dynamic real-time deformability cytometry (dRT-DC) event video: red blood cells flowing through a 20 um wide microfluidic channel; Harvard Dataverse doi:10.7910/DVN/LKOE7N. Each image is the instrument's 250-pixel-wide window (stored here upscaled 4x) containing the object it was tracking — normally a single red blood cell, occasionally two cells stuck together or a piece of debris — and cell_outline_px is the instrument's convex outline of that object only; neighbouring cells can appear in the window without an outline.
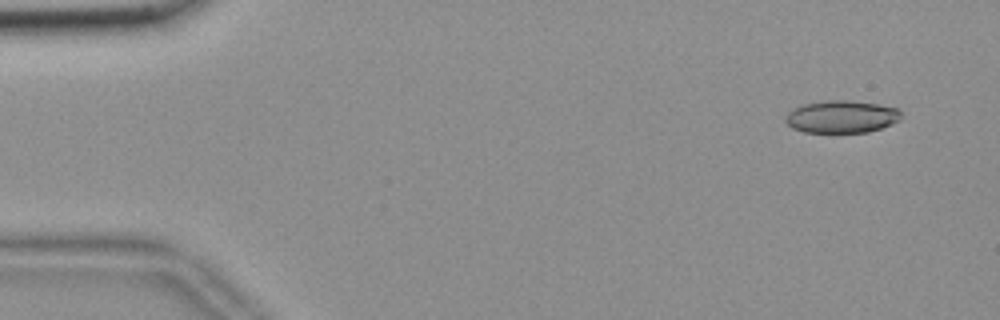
{"species": "common noctule bat (a hibernating species)", "species_latin": "Nyctalus noctula", "temperature_condition": "room temperature", "stored_images_in_passage": 55, "camera_frame_rate_fps": 3000, "um_per_image_px": 0.085, "animal": {"sex": "female", "body_mass_g": 18.4}, "frame": {"image": 1, "passage_image": 4, "time_ms": 1.0, "image_size_px": [1000, 320], "cell_outline_px": [[900, 120], [892, 124], [868, 132], [804, 132], [792, 128], [784, 120], [784, 116], [792, 108], [804, 104], [828, 100], [848, 100], [876, 104], [900, 108]], "centroid_in_image_um": [71.51, 9.92], "position_along_channel_um": 13.5, "area_um2": 21.91}}
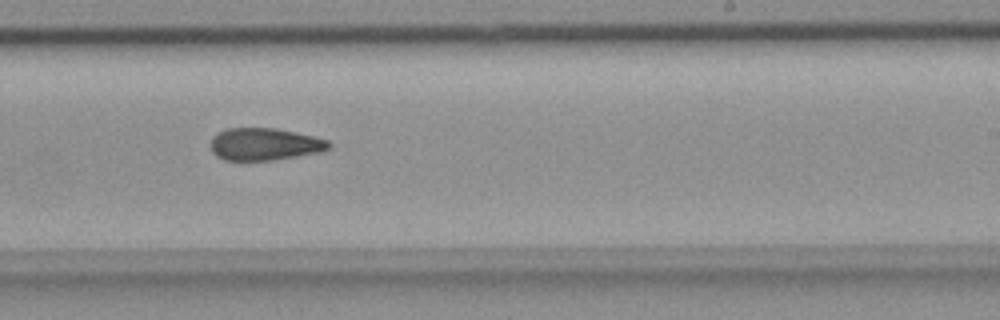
{"frame": {"image": 2, "passage_image": 34, "time_ms": 11.0, "image_size_px": [1000, 320], "cell_outline_px": [[332, 148], [320, 152], [272, 160], [224, 160], [216, 156], [212, 152], [212, 136], [228, 128], [276, 128], [312, 136], [328, 140], [332, 144]], "centroid_in_image_um": [22.51, 12.26], "position_along_channel_um": 266.5, "area_um2": 22.14}}
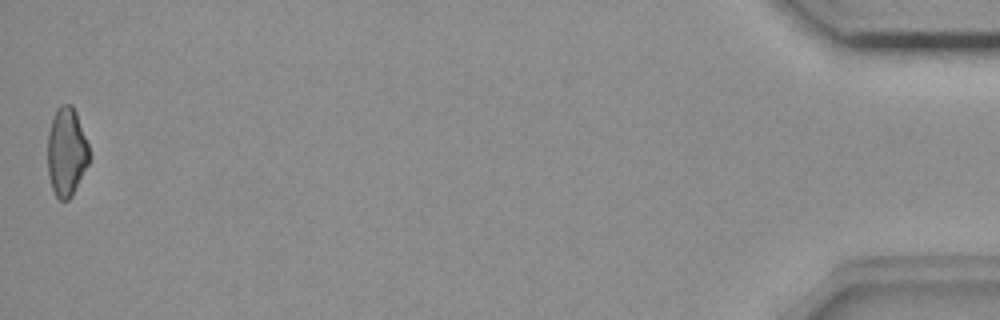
{"frame": {"image": 3, "passage_image": 55, "time_ms": 18.0, "image_size_px": [1000, 320], "cell_outline_px": [[88, 164], [72, 196], [68, 200], [60, 200], [56, 196], [52, 188], [48, 172], [48, 132], [52, 116], [56, 108], [60, 104], [72, 104], [76, 112], [88, 144]], "centroid_in_image_um": [5.64, 12.88], "position_along_channel_um": 429.6, "area_um2": 21.44}, "authors_computed_cell_mechanics": {"area_um2": 22.542, "velocity_mm_per_s": 3.6963, "shape_relaxation_time_tau1_ms": null, "shape_relaxation_time_tau2_ms": 5.543, "deformation_change_tau1": null, "deformation_change_tau2": 0.1419}}